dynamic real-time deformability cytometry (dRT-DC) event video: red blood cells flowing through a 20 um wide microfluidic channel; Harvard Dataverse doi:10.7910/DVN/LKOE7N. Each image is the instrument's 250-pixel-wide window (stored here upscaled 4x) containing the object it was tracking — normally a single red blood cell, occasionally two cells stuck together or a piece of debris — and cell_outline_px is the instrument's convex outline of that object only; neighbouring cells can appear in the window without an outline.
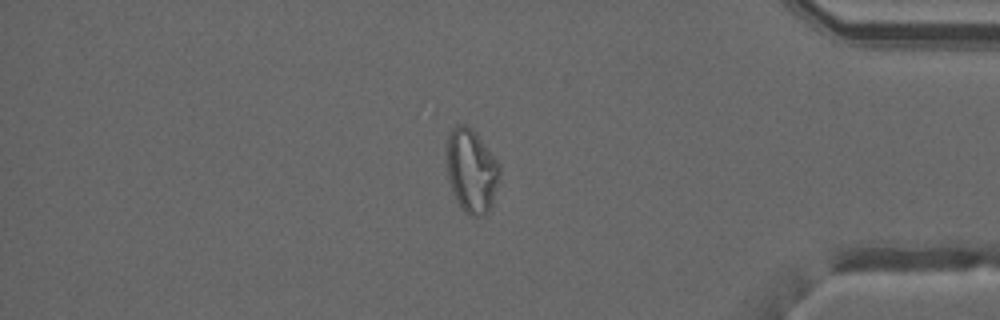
{"species": "common noctule bat (a hibernating species)", "species_latin": "Nyctalus noctula", "temperature_condition": "warm", "stored_images_in_passage": 49, "camera_frame_rate_fps": 3000, "um_per_image_px": 0.085, "animal": {"sex": "male", "forearm_length_mm": 52.5}, "frame": {"image": 1, "passage_image": 42, "time_ms": 13.667, "image_size_px": [1000, 320], "cell_outline_px": [[500, 172], [492, 204], [488, 212], [480, 216], [468, 216], [464, 212], [448, 180], [448, 132], [456, 124], [464, 124], [472, 128], [476, 132], [500, 164]], "centroid_in_image_um": [40.1, 14.49], "position_along_channel_um": 395.1, "area_um2": 25.55}, "authors_computed_cell_mechanics": {"area_um2": 26.8192, "velocity_mm_per_s": 4.0888, "shape_relaxation_time_tau1_ms": null, "shape_relaxation_time_tau2_ms": 1.8466, "deformation_change_tau1": null, "deformation_change_tau2": 0.0872}}